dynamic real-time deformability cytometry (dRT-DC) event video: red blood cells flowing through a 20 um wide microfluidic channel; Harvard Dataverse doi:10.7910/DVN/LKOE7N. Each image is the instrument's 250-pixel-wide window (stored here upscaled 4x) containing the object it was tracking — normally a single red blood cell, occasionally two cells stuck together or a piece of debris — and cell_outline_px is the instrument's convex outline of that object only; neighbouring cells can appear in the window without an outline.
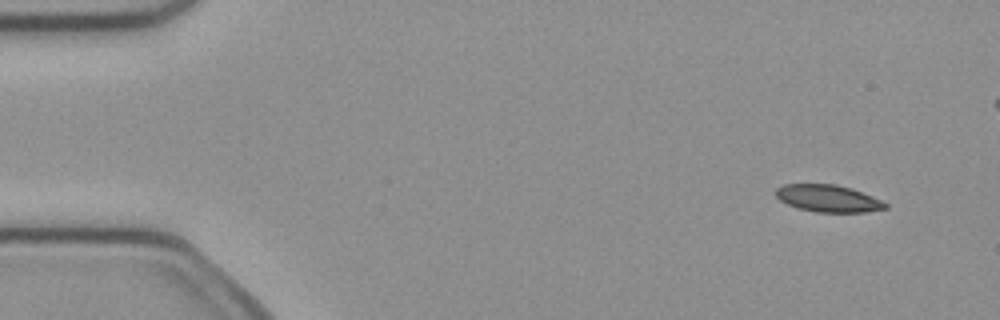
{"species": "common noctule bat (a hibernating species)", "species_latin": "Nyctalus noctula", "temperature_condition": "cold", "stored_images_in_passage": 5, "camera_frame_rate_fps": 3000, "um_per_image_px": 0.085, "animal": {"sex": "female", "body_mass_g": 21.9}, "frame": {"image": 1, "passage_image": 1, "time_ms": 0.0, "image_size_px": [1000, 320], "cell_outline_px": [[888, 208], [864, 212], [816, 212], [796, 208], [780, 200], [776, 196], [776, 188], [784, 184], [836, 184], [852, 188], [872, 196], [888, 204]], "centroid_in_image_um": [70.39, 16.86], "position_along_channel_um": 14.6, "area_um2": 17.34}}